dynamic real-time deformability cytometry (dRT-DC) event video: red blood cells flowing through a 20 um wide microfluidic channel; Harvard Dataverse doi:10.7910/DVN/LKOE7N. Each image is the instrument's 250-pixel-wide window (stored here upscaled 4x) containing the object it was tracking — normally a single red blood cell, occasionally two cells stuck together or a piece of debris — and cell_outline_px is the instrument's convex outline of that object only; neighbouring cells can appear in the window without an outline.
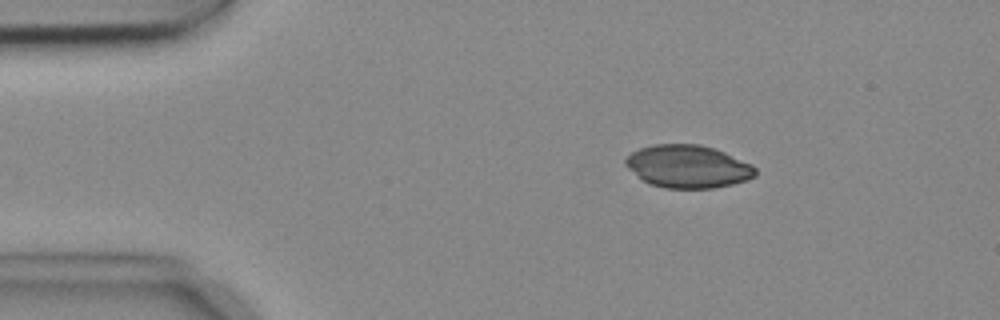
{"species": "common noctule bat (a hibernating species)", "species_latin": "Nyctalus noctula", "temperature_condition": "cold", "stored_images_in_passage": 5, "camera_frame_rate_fps": 3000, "um_per_image_px": 0.085, "animal": {"sex": "female", "body_mass_g": 18.4}, "frame": {"image": 1, "passage_image": 3, "time_ms": 0.667, "image_size_px": [1000, 320], "cell_outline_px": [[756, 176], [748, 180], [732, 184], [712, 188], [664, 188], [648, 184], [628, 168], [624, 164], [624, 160], [632, 152], [640, 148], [656, 144], [700, 144], [724, 152], [752, 164], [756, 168]], "centroid_in_image_um": [58.48, 14.15], "position_along_channel_um": 26.5, "area_um2": 32.37}}